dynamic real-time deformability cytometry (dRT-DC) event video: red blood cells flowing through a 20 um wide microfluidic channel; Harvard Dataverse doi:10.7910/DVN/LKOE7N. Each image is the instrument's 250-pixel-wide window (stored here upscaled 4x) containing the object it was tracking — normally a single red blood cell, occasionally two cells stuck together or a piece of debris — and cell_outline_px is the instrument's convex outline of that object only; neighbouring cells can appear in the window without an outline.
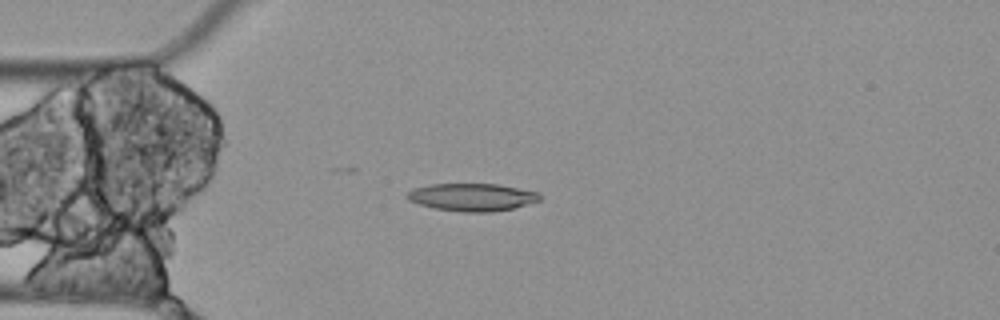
{"species": "Egyptian fruit bat (a non-hibernating species)", "species_latin": "Rousettus aegyptiacus", "temperature_condition": "cold", "stored_images_in_passage": 2, "camera_frame_rate_fps": 3000, "um_per_image_px": 0.085, "animal": {"sex": "female"}, "frame": {"image": 1, "passage_image": 1, "time_ms": 0.0, "image_size_px": [1000, 320], "cell_outline_px": [[544, 196], [540, 200], [512, 208], [492, 212], [464, 212], [432, 208], [408, 200], [404, 196], [412, 188], [428, 184], [500, 184], [540, 192]], "centroid_in_image_um": [40.13, 16.75], "position_along_channel_um": 44.9, "area_um2": 21.62}}